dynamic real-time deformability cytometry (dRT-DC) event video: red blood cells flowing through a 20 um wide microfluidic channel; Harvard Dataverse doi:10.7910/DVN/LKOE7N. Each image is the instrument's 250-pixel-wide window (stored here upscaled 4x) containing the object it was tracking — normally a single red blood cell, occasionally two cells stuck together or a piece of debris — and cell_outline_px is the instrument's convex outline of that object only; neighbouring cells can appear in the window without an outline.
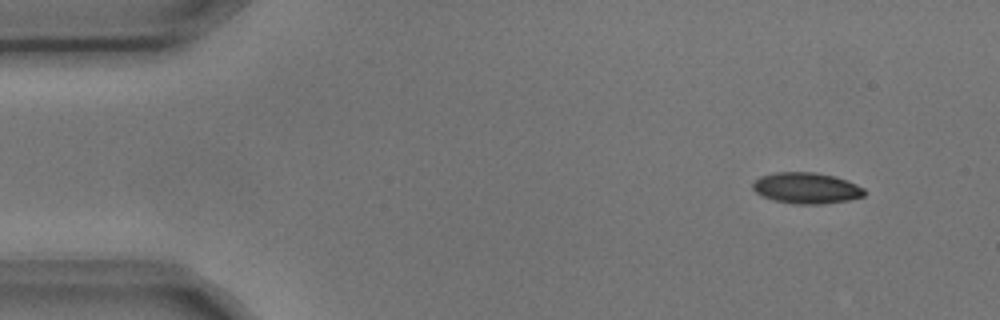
{"species": "common noctule bat (a hibernating species)", "species_latin": "Nyctalus noctula", "temperature_condition": "cold", "stored_images_in_passage": 3, "camera_frame_rate_fps": 3000, "um_per_image_px": 0.085, "animal": {"sex": "male", "body_mass_g": 17.9, "forearm_length_mm": 54.2}, "frame": {"image": 1, "passage_image": 3, "time_ms": 0.667, "image_size_px": [1000, 320], "cell_outline_px": [[864, 196], [848, 200], [820, 204], [796, 204], [776, 200], [764, 196], [756, 192], [752, 188], [752, 184], [760, 176], [776, 172], [816, 172], [836, 176], [848, 180], [864, 188]], "centroid_in_image_um": [68.57, 15.97], "position_along_channel_um": 16.4, "area_um2": 20.11}}